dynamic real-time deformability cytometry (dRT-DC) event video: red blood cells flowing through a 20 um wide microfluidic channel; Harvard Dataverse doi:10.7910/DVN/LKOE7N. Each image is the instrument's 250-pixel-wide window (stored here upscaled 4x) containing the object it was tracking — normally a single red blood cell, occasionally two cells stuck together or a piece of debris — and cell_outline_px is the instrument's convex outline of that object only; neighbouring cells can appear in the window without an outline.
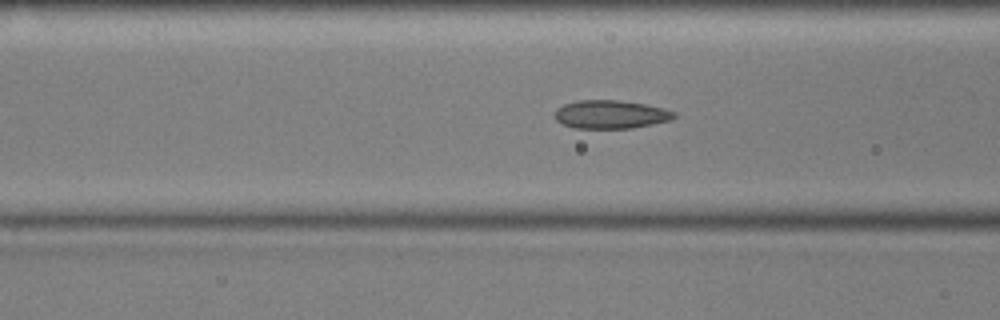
{"species": "common noctule bat (a hibernating species)", "species_latin": "Nyctalus noctula", "temperature_condition": "cold", "stored_images_in_passage": 51, "camera_frame_rate_fps": 3000, "um_per_image_px": 0.085, "animal": {"sex": "male", "body_mass_g": 17.9, "forearm_length_mm": 54.2}, "frame": {"image": 1, "passage_image": 20, "time_ms": 6.333, "image_size_px": [1000, 320], "cell_outline_px": [[676, 116], [672, 120], [632, 128], [576, 128], [564, 124], [556, 120], [556, 108], [564, 104], [576, 100], [620, 100], [644, 104], [664, 108], [676, 112]], "centroid_in_image_um": [51.94, 9.72], "position_along_channel_um": 114.7, "area_um2": 19.71}}
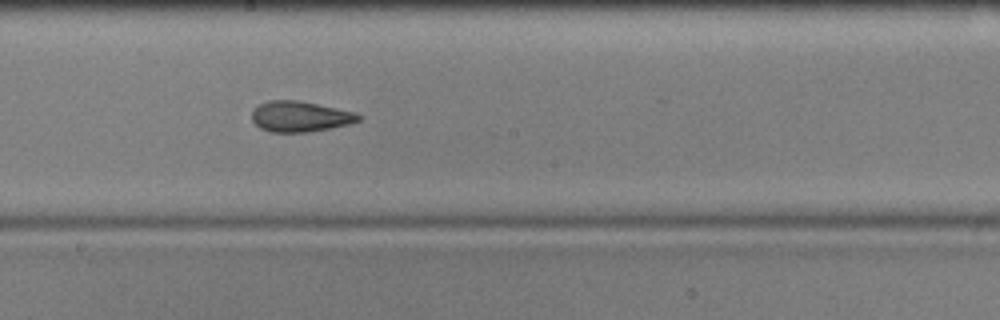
{"frame": {"image": 2, "passage_image": 29, "time_ms": 9.333, "image_size_px": [1000, 320], "cell_outline_px": [[364, 116], [360, 120], [352, 124], [332, 128], [308, 132], [272, 132], [260, 128], [252, 120], [252, 112], [260, 104], [268, 100], [300, 100], [356, 112]], "centroid_in_image_um": [25.57, 9.9], "position_along_channel_um": 222.6, "area_um2": 19.25}}
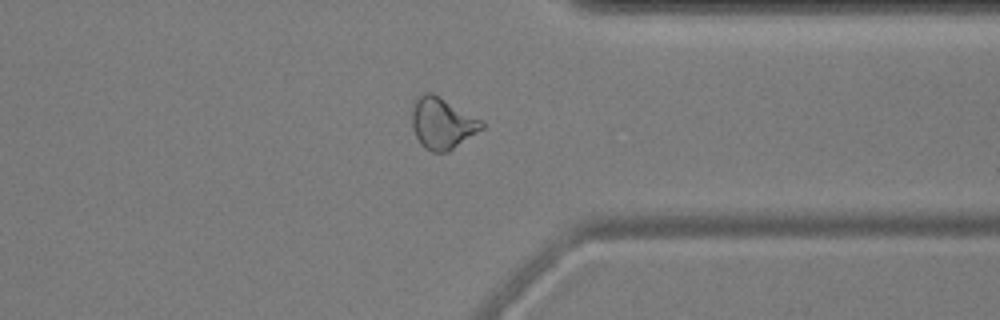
{"frame": {"image": 3, "passage_image": 42, "time_ms": 13.667, "image_size_px": [1000, 320], "cell_outline_px": [[484, 128], [448, 152], [432, 152], [424, 148], [420, 144], [412, 128], [412, 112], [416, 100], [424, 92], [432, 92], [440, 96], [484, 120]], "centroid_in_image_um": [37.62, 10.48], "position_along_channel_um": 373.8, "area_um2": 21.04}, "authors_computed_cell_mechanics": {"area_um2": 20.1144, "velocity_mm_per_s": 3.591, "shape_relaxation_time_tau1_ms": null, "shape_relaxation_time_tau2_ms": 2.5162, "deformation_change_tau1": null, "deformation_change_tau2": 0.0784}}